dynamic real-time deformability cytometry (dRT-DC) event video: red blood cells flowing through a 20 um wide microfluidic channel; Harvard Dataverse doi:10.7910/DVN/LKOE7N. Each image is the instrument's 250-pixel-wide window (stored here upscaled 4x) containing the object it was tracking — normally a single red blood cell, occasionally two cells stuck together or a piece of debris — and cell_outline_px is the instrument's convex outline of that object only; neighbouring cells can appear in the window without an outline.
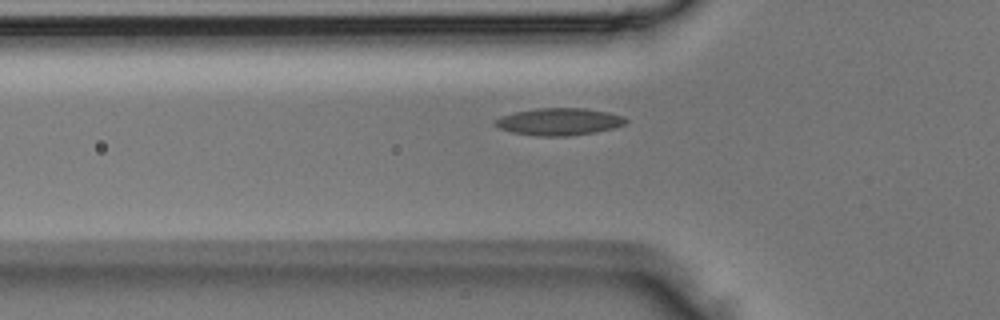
{"species": "Egyptian fruit bat (a non-hibernating species)", "species_latin": "Rousettus aegyptiacus", "temperature_condition": "room temperature", "stored_images_in_passage": 2, "camera_frame_rate_fps": 3000, "um_per_image_px": 0.085, "animal": {"sex": "male"}, "frame": {"image": 1, "passage_image": 2, "time_ms": 0.333, "image_size_px": [1000, 320], "cell_outline_px": [[628, 120], [624, 124], [612, 128], [596, 132], [568, 136], [536, 136], [512, 132], [500, 128], [492, 124], [492, 120], [500, 116], [516, 112], [536, 108], [584, 108], [608, 112], [624, 116]], "centroid_in_image_um": [47.49, 10.34], "position_along_channel_um": 78.3, "area_um2": 20.81}}